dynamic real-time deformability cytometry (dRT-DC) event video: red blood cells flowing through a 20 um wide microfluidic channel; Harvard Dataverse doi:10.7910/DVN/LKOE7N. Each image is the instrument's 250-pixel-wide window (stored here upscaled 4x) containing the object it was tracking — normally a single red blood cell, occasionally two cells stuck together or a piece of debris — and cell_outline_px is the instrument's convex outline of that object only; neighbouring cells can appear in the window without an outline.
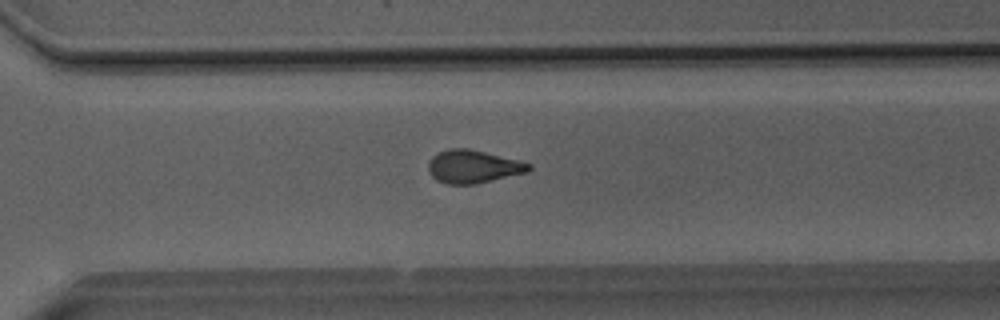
{"species": "Egyptian fruit bat (a non-hibernating species)", "species_latin": "Rousettus aegyptiacus", "temperature_condition": "room temperature", "stored_images_in_passage": 48, "camera_frame_rate_fps": 3000, "um_per_image_px": 0.085, "animal": {"sex": "male"}, "frame": {"image": 1, "passage_image": 36, "time_ms": 11.667, "image_size_px": [1000, 320], "cell_outline_px": [[532, 168], [528, 172], [476, 184], [448, 184], [436, 180], [428, 172], [428, 164], [432, 156], [448, 148], [468, 148], [520, 160], [532, 164]], "centroid_in_image_um": [40.23, 14.16], "position_along_channel_um": 330.4, "area_um2": 19.48}}
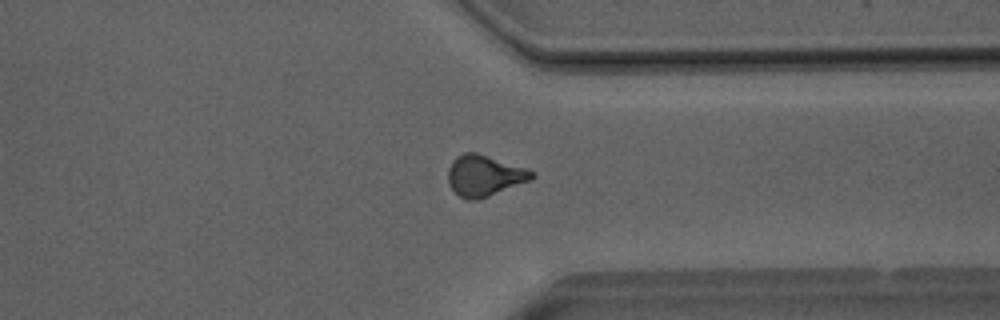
{"frame": {"image": 2, "passage_image": 39, "time_ms": 12.667, "image_size_px": [1000, 320], "cell_outline_px": [[536, 176], [532, 180], [480, 200], [464, 200], [448, 184], [448, 168], [452, 160], [456, 156], [464, 152], [476, 152], [536, 172]], "centroid_in_image_um": [41.17, 14.95], "position_along_channel_um": 370.2, "area_um2": 20.23}}
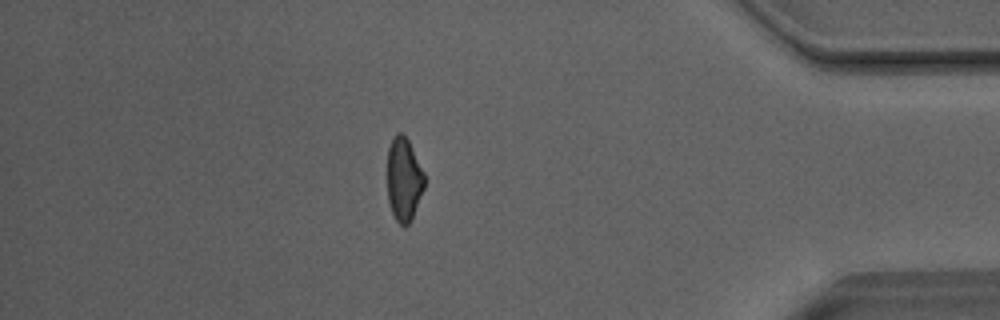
{"frame": {"image": 3, "passage_image": 44, "time_ms": 14.333, "image_size_px": [1000, 320], "cell_outline_px": [[424, 188], [412, 216], [408, 224], [400, 224], [396, 220], [392, 212], [388, 200], [388, 148], [396, 132], [400, 132], [408, 140], [424, 172]], "centroid_in_image_um": [34.32, 15.22], "position_along_channel_um": 400.9, "area_um2": 17.63}, "authors_computed_cell_mechanics": {"area_um2": 19.9121, "velocity_mm_per_s": 4.0579, "shape_relaxation_time_tau1_ms": 8.9336, "shape_relaxation_time_tau2_ms": 1.9563, "deformation_change_tau1": 0.1784, "deformation_change_tau2": 0.0894}}